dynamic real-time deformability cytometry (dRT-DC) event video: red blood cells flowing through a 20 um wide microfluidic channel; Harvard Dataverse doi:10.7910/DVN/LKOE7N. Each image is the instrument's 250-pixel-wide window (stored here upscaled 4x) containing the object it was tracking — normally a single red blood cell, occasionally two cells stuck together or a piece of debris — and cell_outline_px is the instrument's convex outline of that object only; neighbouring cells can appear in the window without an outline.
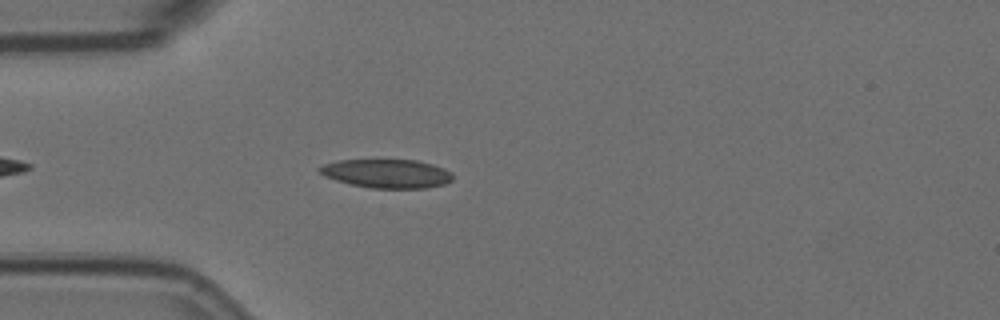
{"species": "Egyptian fruit bat (a non-hibernating species)", "species_latin": "Rousettus aegyptiacus", "temperature_condition": "room temperature", "stored_images_in_passage": 4, "camera_frame_rate_fps": 3000, "um_per_image_px": 0.085, "animal": {"sex": "female"}, "frame": {"image": 1, "passage_image": 4, "time_ms": 1.0, "image_size_px": [1000, 320], "cell_outline_px": [[452, 180], [444, 184], [424, 188], [372, 188], [348, 184], [324, 176], [316, 168], [324, 164], [336, 160], [416, 160], [432, 164], [444, 168], [452, 172]], "centroid_in_image_um": [32.86, 14.75], "position_along_channel_um": 52.1, "area_um2": 22.37}}